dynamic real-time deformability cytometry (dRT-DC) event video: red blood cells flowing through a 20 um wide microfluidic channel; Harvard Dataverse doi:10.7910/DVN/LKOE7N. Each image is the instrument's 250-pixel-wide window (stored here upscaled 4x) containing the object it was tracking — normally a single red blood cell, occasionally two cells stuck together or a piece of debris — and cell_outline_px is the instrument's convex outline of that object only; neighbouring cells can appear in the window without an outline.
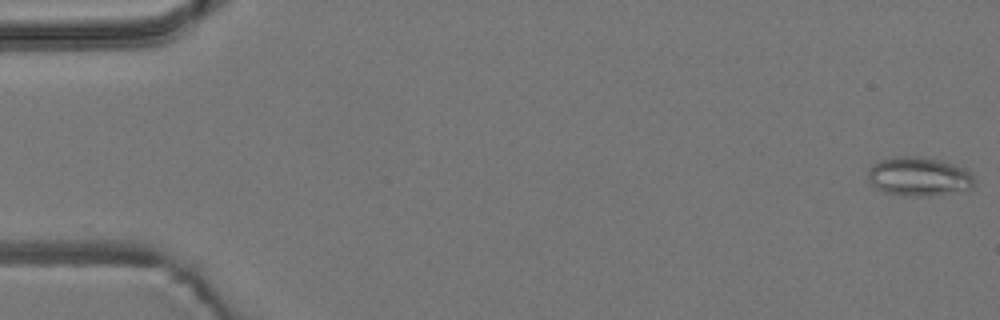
{"species": "common noctule bat (a hibernating species)", "species_latin": "Nyctalus noctula", "temperature_condition": "room temperature", "stored_images_in_passage": 5, "camera_frame_rate_fps": 3000, "um_per_image_px": 0.085, "animal": {"sex": "male", "body_mass_g": 19.2, "forearm_length_mm": 51.8}, "frame": {"image": 1, "passage_image": 1, "time_ms": 0.0, "image_size_px": [1000, 320], "cell_outline_px": [[972, 188], [928, 196], [904, 196], [884, 192], [876, 188], [868, 180], [868, 168], [872, 164], [880, 160], [900, 156], [920, 156], [940, 160], [964, 168], [972, 176]], "centroid_in_image_um": [78.03, 15.0], "position_along_channel_um": 7.0, "area_um2": 23.93}}